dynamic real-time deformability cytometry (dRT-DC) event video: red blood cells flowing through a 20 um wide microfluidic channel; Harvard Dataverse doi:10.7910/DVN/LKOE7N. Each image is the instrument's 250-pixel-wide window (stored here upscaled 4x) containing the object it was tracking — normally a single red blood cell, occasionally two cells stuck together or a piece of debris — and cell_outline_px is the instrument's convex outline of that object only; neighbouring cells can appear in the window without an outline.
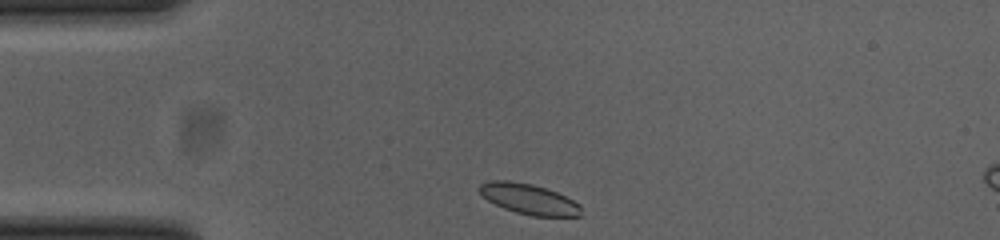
{"species": "common noctule bat (a hibernating species)", "species_latin": "Nyctalus noctula", "temperature_condition": "cold", "stored_images_in_passage": 33, "camera_frame_rate_fps": 3000, "um_per_image_px": 0.085, "animal": {"sex": "female", "body_mass_g": 23.0, "forearm_length_mm": 53.4}, "frame": {"image": 1, "passage_image": 1, "time_ms": 0.0, "image_size_px": [1000, 240], "cell_outline_px": [[580, 216], [532, 216], [516, 212], [504, 208], [488, 200], [480, 192], [480, 184], [492, 180], [508, 180], [532, 184], [556, 192], [580, 204]], "centroid_in_image_um": [44.95, 16.91], "position_along_channel_um": 40.0, "area_um2": 17.69}}
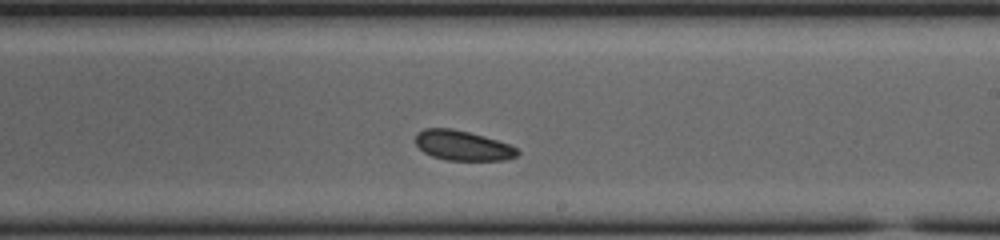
{"frame": {"image": 2, "passage_image": 20, "time_ms": 6.333, "image_size_px": [1000, 240], "cell_outline_px": [[520, 152], [516, 156], [504, 160], [448, 160], [432, 156], [424, 152], [416, 144], [416, 132], [424, 128], [452, 128], [484, 136], [508, 144], [516, 148]], "centroid_in_image_um": [39.3, 12.36], "position_along_channel_um": 249.7, "area_um2": 17.63}}
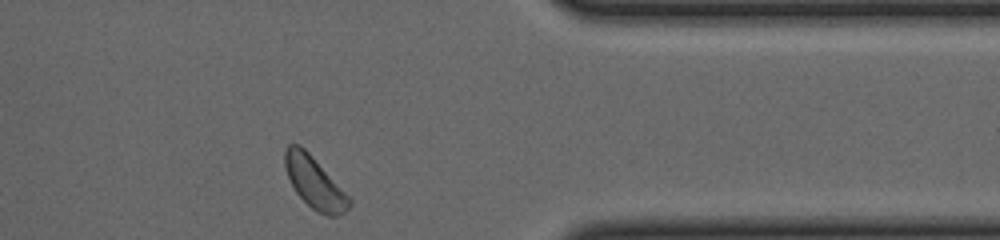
{"frame": {"image": 3, "passage_image": 32, "time_ms": 10.333, "image_size_px": [1000, 240], "cell_outline_px": [[352, 204], [340, 216], [328, 216], [316, 212], [296, 192], [284, 168], [284, 148], [288, 144], [300, 144], [312, 156], [352, 200]], "centroid_in_image_um": [26.72, 15.52], "position_along_channel_um": 384.7, "area_um2": 19.13}}